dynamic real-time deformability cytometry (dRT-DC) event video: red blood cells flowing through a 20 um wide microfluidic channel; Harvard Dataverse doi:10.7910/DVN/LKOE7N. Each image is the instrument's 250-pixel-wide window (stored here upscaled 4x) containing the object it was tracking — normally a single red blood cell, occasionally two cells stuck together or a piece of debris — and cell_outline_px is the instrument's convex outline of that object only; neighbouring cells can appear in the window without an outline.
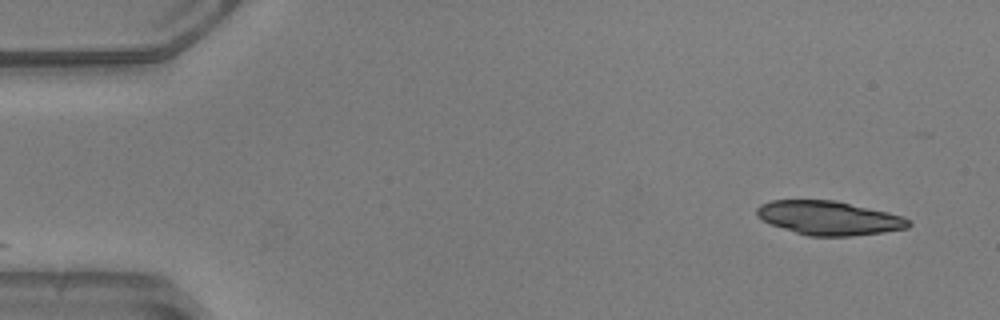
{"species": "common noctule bat (a hibernating species)", "species_latin": "Nyctalus noctula", "temperature_condition": "warm", "stored_images_in_passage": 29, "camera_frame_rate_fps": 3000, "um_per_image_px": 0.085, "animal": {"sex": "male", "body_mass_g": 20.5, "forearm_length_mm": 52.5}, "frame": {"image": 1, "passage_image": 1, "time_ms": 0.0, "image_size_px": [1000, 320], "cell_outline_px": [[912, 224], [908, 228], [884, 232], [852, 236], [808, 236], [772, 224], [756, 216], [756, 208], [760, 204], [772, 200], [836, 200], [888, 212], [904, 216]], "centroid_in_image_um": [70.49, 18.52], "position_along_channel_um": 14.5, "area_um2": 30.0}}